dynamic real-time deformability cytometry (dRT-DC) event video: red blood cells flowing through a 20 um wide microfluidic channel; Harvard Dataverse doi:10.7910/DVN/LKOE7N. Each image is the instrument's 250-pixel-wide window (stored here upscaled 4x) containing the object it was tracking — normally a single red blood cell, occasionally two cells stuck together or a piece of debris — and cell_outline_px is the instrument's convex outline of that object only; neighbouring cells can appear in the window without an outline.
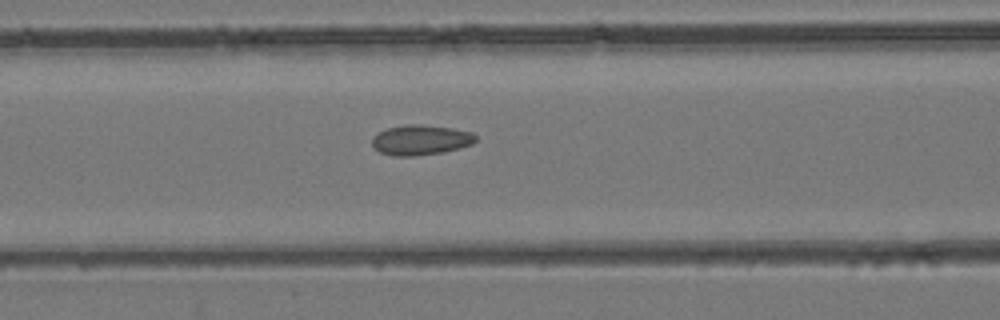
{"species": "common noctule bat (a hibernating species)", "species_latin": "Nyctalus noctula", "temperature_condition": "room temperature", "stored_images_in_passage": 36, "camera_frame_rate_fps": 3000, "um_per_image_px": 0.085, "animal": {"sex": "female", "body_mass_g": 24.6, "forearm_length_mm": 56.2}, "frame": {"image": 1, "passage_image": 10, "time_ms": 3.0, "image_size_px": [1000, 320], "cell_outline_px": [[476, 140], [472, 144], [460, 148], [444, 152], [412, 156], [392, 156], [380, 152], [372, 144], [372, 136], [388, 128], [408, 124], [420, 124], [452, 128], [472, 132], [476, 136]], "centroid_in_image_um": [35.77, 11.9], "position_along_channel_um": 130.8, "area_um2": 18.15}}
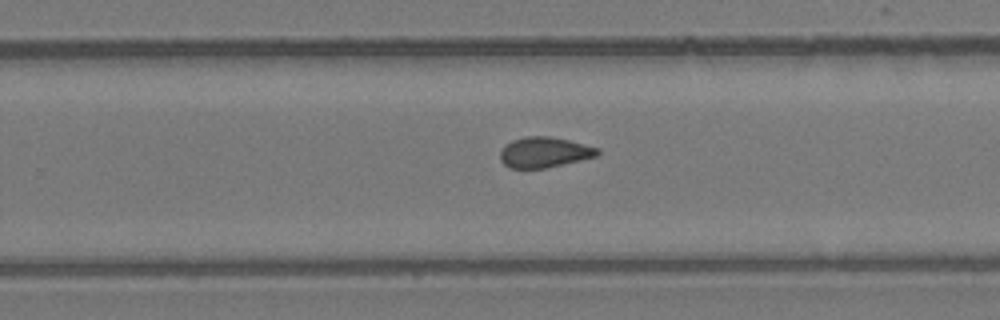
{"frame": {"image": 2, "passage_image": 20, "time_ms": 6.333, "image_size_px": [1000, 320], "cell_outline_px": [[600, 152], [596, 156], [580, 160], [544, 168], [508, 168], [500, 160], [500, 152], [512, 140], [524, 136], [548, 136], [568, 140], [600, 148]], "centroid_in_image_um": [46.26, 12.94], "position_along_channel_um": 283.5, "area_um2": 17.11}}
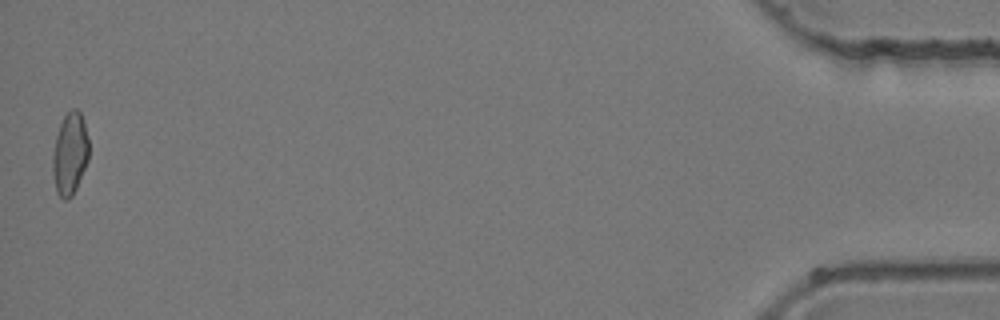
{"frame": {"image": 3, "passage_image": 36, "time_ms": 11.667, "image_size_px": [1000, 320], "cell_outline_px": [[88, 160], [76, 188], [72, 196], [68, 200], [64, 200], [56, 192], [52, 172], [52, 156], [56, 136], [60, 124], [64, 116], [72, 108], [76, 108], [80, 112], [84, 120], [88, 140]], "centroid_in_image_um": [5.93, 13.07], "position_along_channel_um": 429.3, "area_um2": 17.4}}